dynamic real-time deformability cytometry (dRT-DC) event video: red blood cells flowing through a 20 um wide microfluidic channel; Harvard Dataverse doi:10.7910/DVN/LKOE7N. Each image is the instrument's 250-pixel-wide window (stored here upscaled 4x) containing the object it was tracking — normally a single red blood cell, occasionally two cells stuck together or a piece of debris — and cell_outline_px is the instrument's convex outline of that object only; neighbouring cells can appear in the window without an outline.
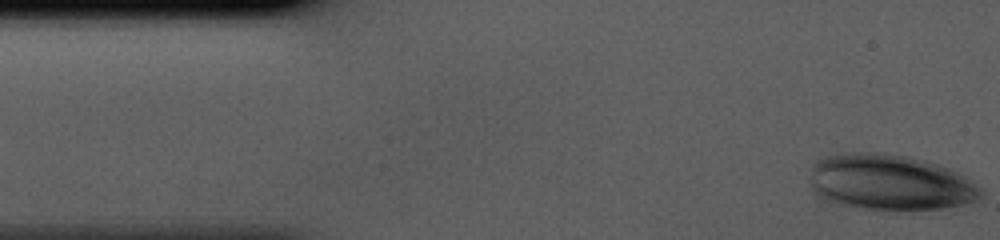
{"species": "human", "species_latin": "Homo sapiens", "temperature_condition": "cold", "stored_images_in_passage": 37, "camera_frame_rate_fps": 3000, "um_per_image_px": 0.085, "donor": {"sex": "male"}, "frame": {"image": 1, "passage_image": 1, "time_ms": 0.0, "image_size_px": [1000, 240], "cell_outline_px": [[984, 192], [976, 200], [964, 204], [944, 208], [860, 208], [832, 204], [816, 196], [808, 180], [812, 164], [828, 156], [848, 152], [876, 152], [908, 156], [924, 160], [948, 168], [964, 176], [980, 188]], "centroid_in_image_um": [75.56, 15.49], "position_along_channel_um": 9.4, "area_um2": 55.31}}
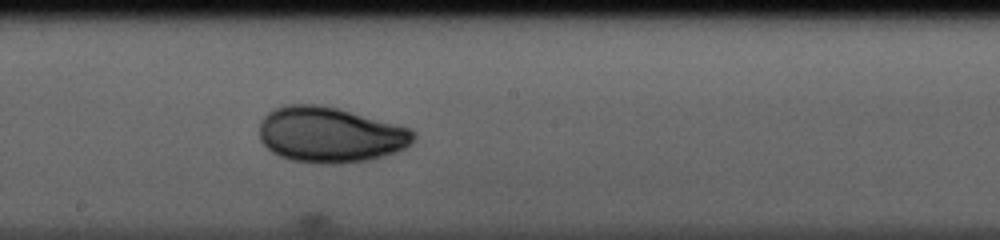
{"frame": {"image": 2, "passage_image": 22, "time_ms": 7.0, "image_size_px": [1000, 240], "cell_outline_px": [[416, 140], [412, 144], [396, 152], [384, 156], [368, 160], [332, 164], [320, 164], [292, 160], [280, 156], [272, 152], [260, 140], [260, 120], [268, 112], [276, 108], [288, 104], [316, 104], [336, 108], [396, 124], [408, 128], [416, 132]], "centroid_in_image_um": [28.07, 11.46], "position_along_channel_um": 220.1, "area_um2": 49.88}}
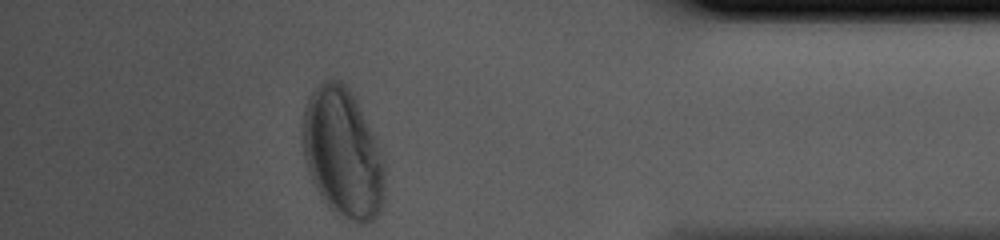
{"frame": {"image": 3, "passage_image": 37, "time_ms": 12.0, "image_size_px": [1000, 240], "cell_outline_px": [[384, 200], [380, 212], [368, 224], [360, 224], [340, 220], [324, 204], [308, 172], [304, 160], [300, 136], [304, 108], [308, 96], [324, 80], [344, 80], [356, 100], [376, 140], [384, 164]], "centroid_in_image_um": [29.1, 13.07], "position_along_channel_um": 406.1, "area_um2": 63.06}}